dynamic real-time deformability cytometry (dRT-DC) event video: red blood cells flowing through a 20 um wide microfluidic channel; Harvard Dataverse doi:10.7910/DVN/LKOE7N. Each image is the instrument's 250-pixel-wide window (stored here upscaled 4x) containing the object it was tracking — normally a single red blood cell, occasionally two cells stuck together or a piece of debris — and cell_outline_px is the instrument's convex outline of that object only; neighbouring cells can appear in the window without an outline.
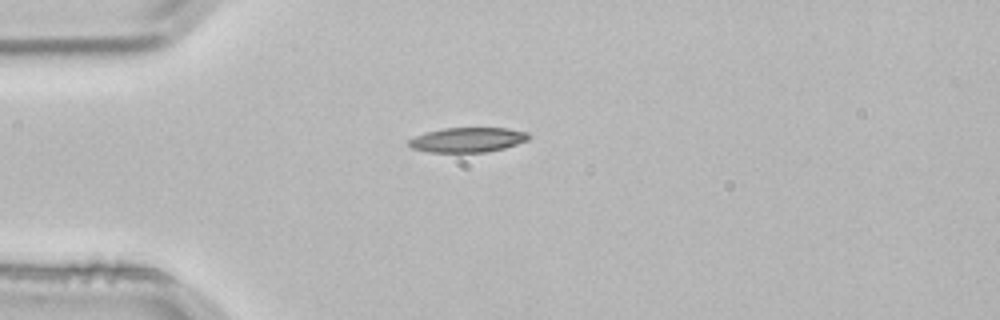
{"species": "common noctule bat (a hibernating species)", "species_latin": "Nyctalus noctula", "temperature_condition": "room temperature", "stored_images_in_passage": 1, "camera_frame_rate_fps": 3000, "um_per_image_px": 0.085, "animal": {"sex": "male", "body_mass_g": 21.5, "forearm_length_mm": 52.0}, "frame": {"image": 1, "passage_image": 1, "time_ms": 0.0, "image_size_px": [1000, 320], "cell_outline_px": [[532, 136], [528, 140], [504, 148], [484, 152], [432, 152], [412, 148], [408, 144], [408, 140], [424, 132], [444, 128], [508, 128], [528, 132]], "centroid_in_image_um": [39.77, 11.87], "position_along_channel_um": 45.2, "area_um2": 17.28}}